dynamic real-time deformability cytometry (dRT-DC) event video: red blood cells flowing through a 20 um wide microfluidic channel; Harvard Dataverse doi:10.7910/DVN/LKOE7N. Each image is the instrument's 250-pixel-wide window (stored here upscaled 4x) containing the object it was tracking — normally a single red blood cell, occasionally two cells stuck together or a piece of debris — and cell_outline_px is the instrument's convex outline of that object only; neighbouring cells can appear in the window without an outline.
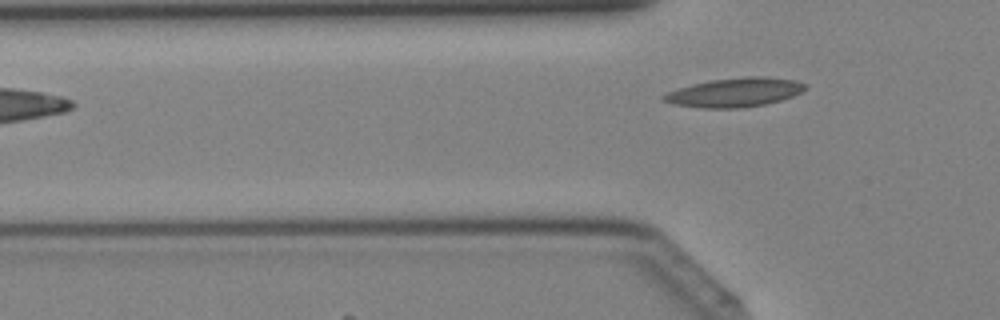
{"species": "Egyptian fruit bat (a non-hibernating species)", "species_latin": "Rousettus aegyptiacus", "temperature_condition": "cold", "stored_images_in_passage": 3, "camera_frame_rate_fps": 3000, "um_per_image_px": 0.085, "animal": {"sex": "female"}, "frame": {"image": 1, "passage_image": 3, "time_ms": 0.667, "image_size_px": [1000, 320], "cell_outline_px": [[808, 88], [804, 92], [780, 100], [764, 104], [744, 108], [700, 108], [672, 104], [660, 100], [660, 96], [668, 92], [692, 84], [712, 80], [744, 76], [764, 76], [796, 80], [804, 84]], "centroid_in_image_um": [62.45, 7.86], "position_along_channel_um": 63.4, "area_um2": 24.16}}